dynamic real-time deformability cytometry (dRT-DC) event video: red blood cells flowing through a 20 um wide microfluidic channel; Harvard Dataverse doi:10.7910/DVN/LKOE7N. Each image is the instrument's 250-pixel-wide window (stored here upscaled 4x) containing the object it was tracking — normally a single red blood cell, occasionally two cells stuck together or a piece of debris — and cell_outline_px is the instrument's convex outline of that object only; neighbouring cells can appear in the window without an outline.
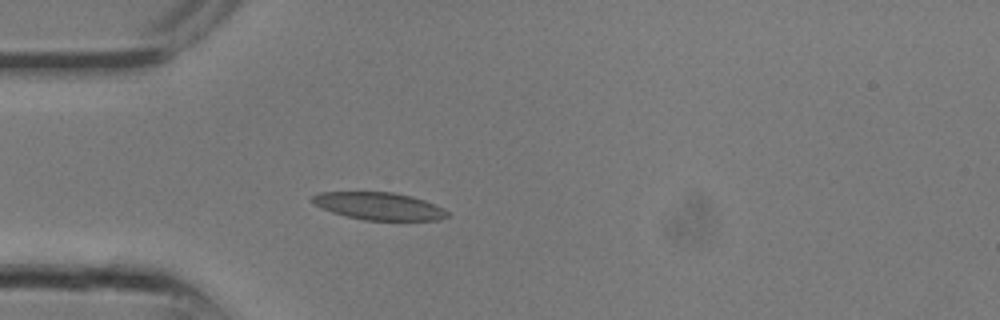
{"species": "common noctule bat (a hibernating species)", "species_latin": "Nyctalus noctula", "temperature_condition": "room temperature", "stored_images_in_passage": 14, "camera_frame_rate_fps": 3000, "um_per_image_px": 0.085, "animal": {"sex": "male", "body_mass_g": 13.3}, "frame": {"image": 1, "passage_image": 7, "time_ms": 2.0, "image_size_px": [1000, 320], "cell_outline_px": [[452, 216], [440, 220], [364, 220], [332, 212], [316, 204], [312, 200], [312, 196], [320, 192], [392, 192], [412, 196], [424, 200], [444, 208]], "centroid_in_image_um": [32.29, 17.52], "position_along_channel_um": 52.7, "area_um2": 21.5}}
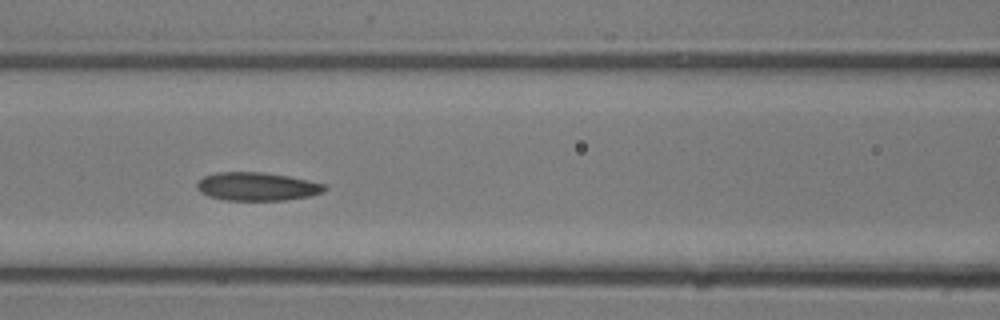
{"frame": {"image": 2, "passage_image": 11, "time_ms": 3.333, "image_size_px": [1000, 320], "cell_outline_px": [[328, 188], [324, 192], [308, 196], [284, 200], [224, 200], [208, 196], [200, 192], [196, 188], [196, 184], [204, 176], [216, 172], [264, 172], [288, 176], [308, 180], [324, 184]], "centroid_in_image_um": [21.83, 15.85], "position_along_channel_um": 144.8, "area_um2": 21.1}}
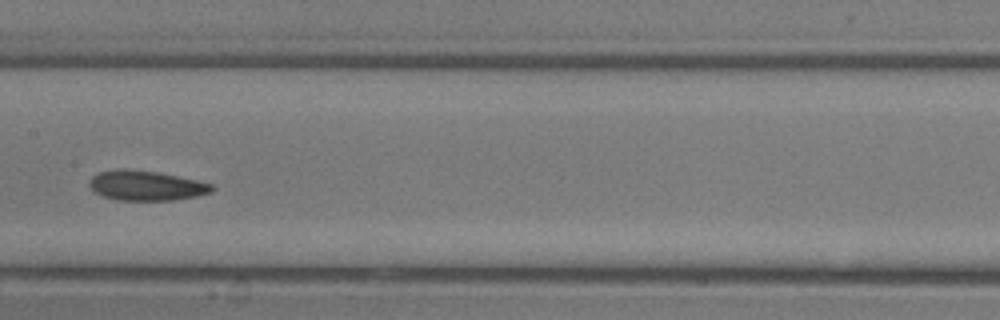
{"frame": {"image": 3, "passage_image": 13, "time_ms": 4.0, "image_size_px": [1000, 320], "cell_outline_px": [[216, 188], [212, 192], [200, 196], [172, 200], [116, 200], [104, 196], [96, 192], [88, 184], [92, 176], [100, 172], [120, 168], [124, 168], [156, 172], [196, 180], [212, 184]], "centroid_in_image_um": [12.45, 15.78], "position_along_channel_um": 194.9, "area_um2": 21.27}}